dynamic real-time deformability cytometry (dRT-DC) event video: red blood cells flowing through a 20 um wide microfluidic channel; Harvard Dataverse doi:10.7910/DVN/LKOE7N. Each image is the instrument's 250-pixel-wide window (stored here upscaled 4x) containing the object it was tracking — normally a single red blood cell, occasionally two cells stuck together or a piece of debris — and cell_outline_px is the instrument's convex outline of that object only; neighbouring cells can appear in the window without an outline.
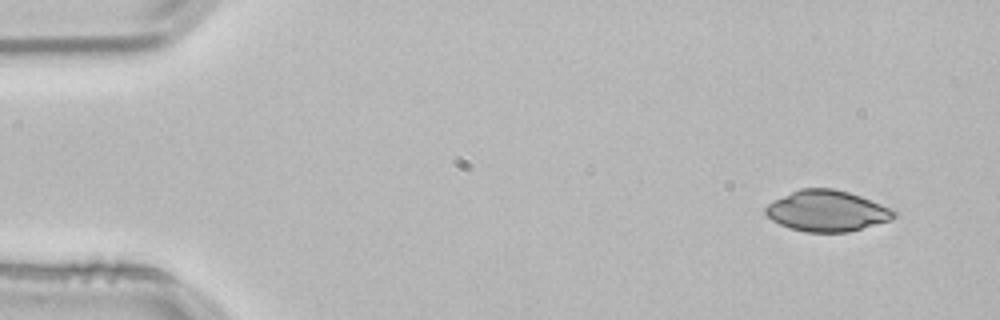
{"species": "common noctule bat (a hibernating species)", "species_latin": "Nyctalus noctula", "temperature_condition": "room temperature", "stored_images_in_passage": 3, "camera_frame_rate_fps": 3000, "um_per_image_px": 0.085, "animal": {"sex": "male", "body_mass_g": 21.5, "forearm_length_mm": 52.0}, "frame": {"image": 1, "passage_image": 1, "time_ms": 0.0, "image_size_px": [1000, 320], "cell_outline_px": [[896, 216], [892, 220], [848, 232], [804, 232], [788, 228], [772, 220], [764, 212], [764, 208], [772, 200], [800, 188], [832, 188], [848, 192], [860, 196], [880, 204], [896, 212]], "centroid_in_image_um": [70.25, 17.93], "position_along_channel_um": 14.8, "area_um2": 30.63}}